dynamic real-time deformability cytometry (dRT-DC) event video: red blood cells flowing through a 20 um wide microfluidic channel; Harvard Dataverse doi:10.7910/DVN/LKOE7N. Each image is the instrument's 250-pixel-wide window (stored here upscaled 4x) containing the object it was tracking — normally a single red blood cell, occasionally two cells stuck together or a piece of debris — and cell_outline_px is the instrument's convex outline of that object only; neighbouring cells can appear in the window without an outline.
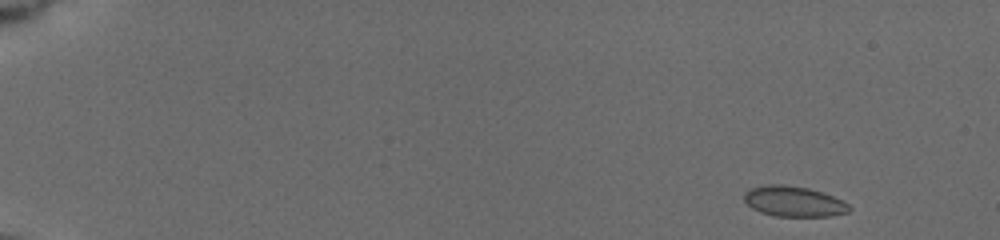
{"species": "common noctule bat (a hibernating species)", "species_latin": "Nyctalus noctula", "temperature_condition": "cold", "stored_images_in_passage": 53, "segment_of_instrument_passage": [1, 2], "camera_frame_rate_fps": 3000, "um_per_image_px": 0.085, "animal": {"sex": "female", "body_mass_g": 19.5, "forearm_length_mm": 54.1}, "frame": {"image": 1, "passage_image": 1, "time_ms": 0.0, "image_size_px": [1000, 240], "cell_outline_px": [[852, 208], [848, 212], [832, 216], [776, 216], [760, 212], [752, 208], [744, 200], [744, 192], [748, 188], [768, 184], [784, 184], [808, 188], [832, 196], [848, 204]], "centroid_in_image_um": [67.43, 17.11], "position_along_channel_um": 17.6, "area_um2": 18.61}}
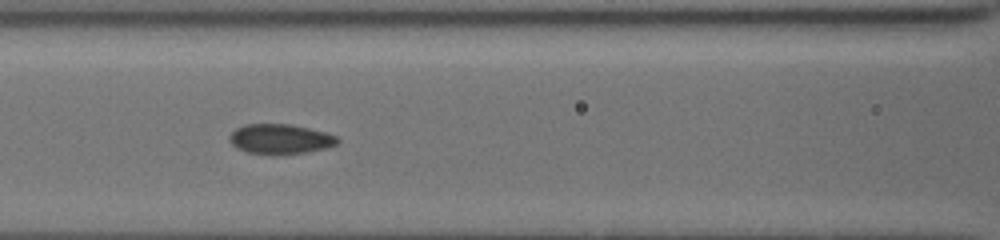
{"frame": {"image": 2, "passage_image": 23, "time_ms": 7.333, "image_size_px": [1000, 240], "cell_outline_px": [[340, 140], [336, 144], [324, 148], [308, 152], [272, 156], [248, 152], [236, 148], [232, 144], [232, 132], [236, 128], [244, 124], [288, 124], [308, 128], [324, 132], [336, 136]], "centroid_in_image_um": [23.82, 11.83], "position_along_channel_um": 142.8, "area_um2": 18.79}}
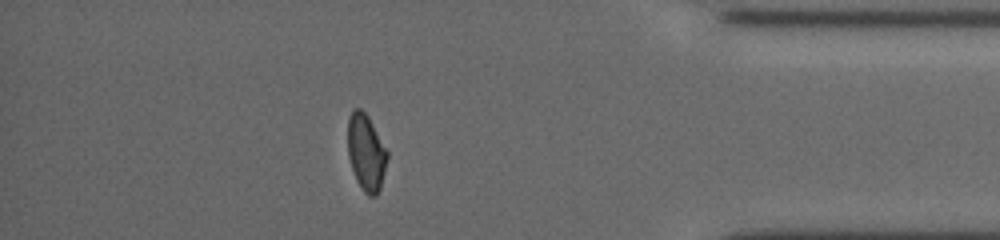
{"frame": {"image": 3, "passage_image": 46, "time_ms": 15.0, "image_size_px": [1000, 240], "cell_outline_px": [[388, 156], [380, 188], [376, 196], [368, 196], [364, 192], [356, 180], [348, 156], [348, 116], [352, 108], [360, 108], [368, 116], [388, 152]], "centroid_in_image_um": [31.11, 12.94], "position_along_channel_um": 404.1, "area_um2": 17.57}}